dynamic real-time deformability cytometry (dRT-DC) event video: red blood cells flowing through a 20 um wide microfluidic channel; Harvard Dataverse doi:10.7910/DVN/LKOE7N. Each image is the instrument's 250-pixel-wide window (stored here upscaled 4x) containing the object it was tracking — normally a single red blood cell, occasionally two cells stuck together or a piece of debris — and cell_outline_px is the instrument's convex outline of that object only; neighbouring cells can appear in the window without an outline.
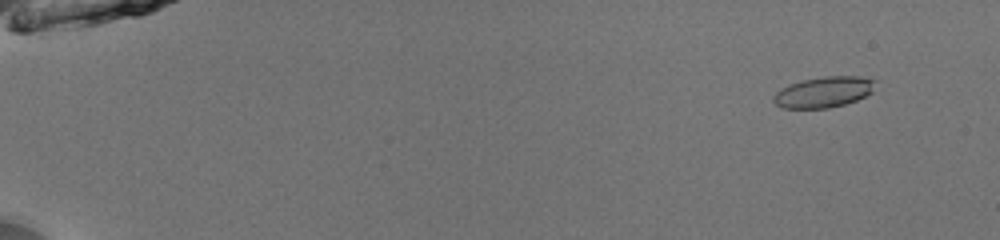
{"species": "common noctule bat (a hibernating species)", "species_latin": "Nyctalus noctula", "temperature_condition": "room temperature", "stored_images_in_passage": 53, "camera_frame_rate_fps": 3000, "um_per_image_px": 0.085, "animal": {"sex": "male", "body_mass_g": 13.0, "forearm_length_mm": 53.1}, "frame": {"image": 1, "passage_image": 5, "time_ms": 1.333, "image_size_px": [1000, 240], "cell_outline_px": [[876, 80], [872, 92], [856, 100], [844, 104], [828, 108], [784, 108], [776, 104], [772, 100], [772, 96], [780, 88], [788, 84], [800, 80], [824, 76], [860, 76]], "centroid_in_image_um": [69.98, 7.81], "position_along_channel_um": 15.0, "area_um2": 18.38}}
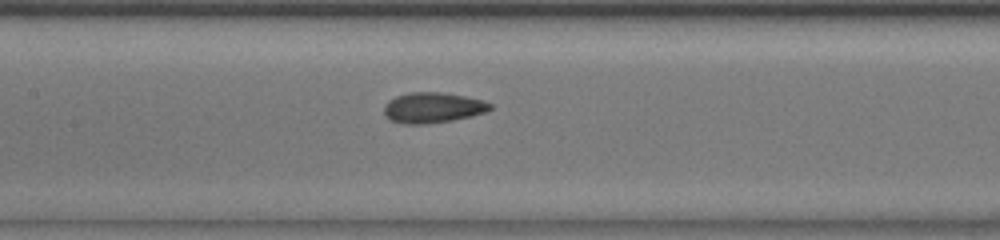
{"frame": {"image": 2, "passage_image": 28, "time_ms": 9.0, "image_size_px": [1000, 240], "cell_outline_px": [[492, 108], [484, 112], [472, 116], [452, 120], [428, 124], [404, 124], [388, 120], [384, 112], [384, 104], [388, 100], [396, 96], [408, 92], [440, 92], [464, 96], [484, 100], [492, 104]], "centroid_in_image_um": [36.75, 9.15], "position_along_channel_um": 170.6, "area_um2": 19.02}}
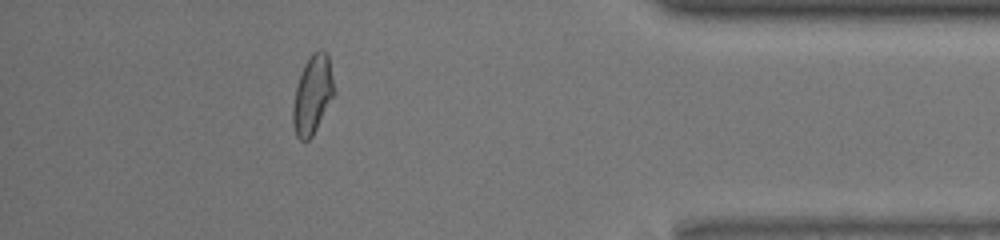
{"frame": {"image": 3, "passage_image": 48, "time_ms": 15.667, "image_size_px": [1000, 240], "cell_outline_px": [[336, 92], [312, 136], [308, 140], [300, 140], [296, 136], [292, 124], [292, 108], [296, 88], [304, 64], [312, 52], [320, 48], [328, 52]], "centroid_in_image_um": [26.58, 8.02], "position_along_channel_um": 408.6, "area_um2": 19.07}, "authors_computed_cell_mechanics": {"area_um2": 18.207, "velocity_mm_per_s": 4.0083, "shape_relaxation_time_tau1_ms": 3.0278, "shape_relaxation_time_tau2_ms": 2.0421, "deformation_change_tau1": 0.1248, "deformation_change_tau2": 0.0386}}